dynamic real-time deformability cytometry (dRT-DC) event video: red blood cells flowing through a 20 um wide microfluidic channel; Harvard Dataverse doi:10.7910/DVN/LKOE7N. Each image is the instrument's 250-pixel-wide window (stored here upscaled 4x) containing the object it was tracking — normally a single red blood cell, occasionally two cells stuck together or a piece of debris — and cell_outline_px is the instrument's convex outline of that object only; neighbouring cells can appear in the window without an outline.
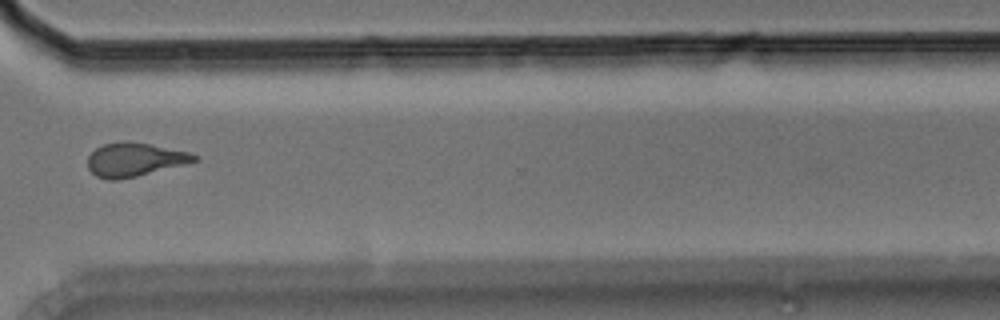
{"species": "Egyptian fruit bat (a non-hibernating species)", "species_latin": "Rousettus aegyptiacus", "temperature_condition": "room temperature", "stored_images_in_passage": 11, "camera_frame_rate_fps": 3000, "um_per_image_px": 0.085, "animal": {"sex": "male"}, "frame": {"image": 1, "passage_image": 9, "time_ms": 11.0, "image_size_px": [1000, 320], "cell_outline_px": [[200, 160], [120, 180], [108, 180], [96, 176], [88, 168], [88, 156], [96, 148], [104, 144], [120, 140], [128, 140], [188, 152], [196, 156]], "centroid_in_image_um": [11.39, 13.56], "position_along_channel_um": 359.2, "area_um2": 20.75}, "authors_computed_cell_mechanics": {"area_um2": 21.097, "velocity_mm_per_s": 3.6101, "shape_relaxation_time_tau1_ms": null, "shape_relaxation_time_tau2_ms": 2.4658, "deformation_change_tau1": null, "deformation_change_tau2": 0.0784}}